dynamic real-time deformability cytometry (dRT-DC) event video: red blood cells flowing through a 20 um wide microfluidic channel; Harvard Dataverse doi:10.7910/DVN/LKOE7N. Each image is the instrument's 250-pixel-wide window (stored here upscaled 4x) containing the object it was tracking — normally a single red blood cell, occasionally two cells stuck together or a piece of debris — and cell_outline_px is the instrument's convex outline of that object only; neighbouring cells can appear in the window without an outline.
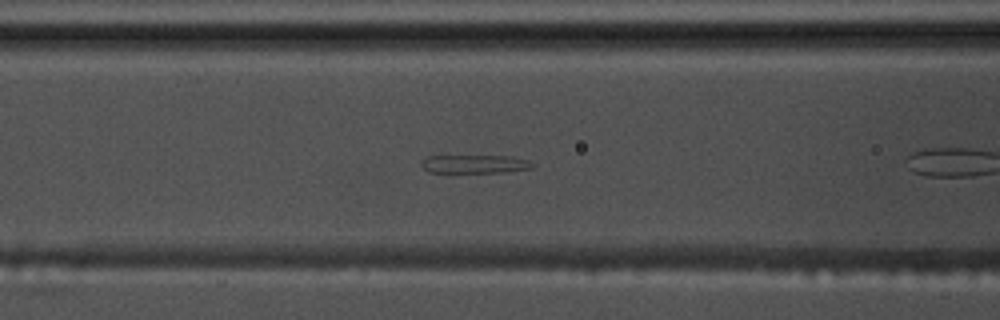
{"species": "common noctule bat (a hibernating species)", "species_latin": "Nyctalus noctula", "temperature_condition": "warm", "stored_images_in_passage": 44, "camera_frame_rate_fps": 3000, "um_per_image_px": 0.085, "animal": {"sex": "male", "body_mass_g": 17.5, "forearm_length_mm": 52.3}, "frame": {"image": 1, "passage_image": 9, "time_ms": 2.667, "image_size_px": [1000, 320], "cell_outline_px": [[536, 164], [532, 168], [504, 172], [428, 172], [420, 164], [420, 160], [428, 156], [508, 156], [528, 160]], "centroid_in_image_um": [40.34, 13.94], "position_along_channel_um": 126.3, "area_um2": 11.85}}
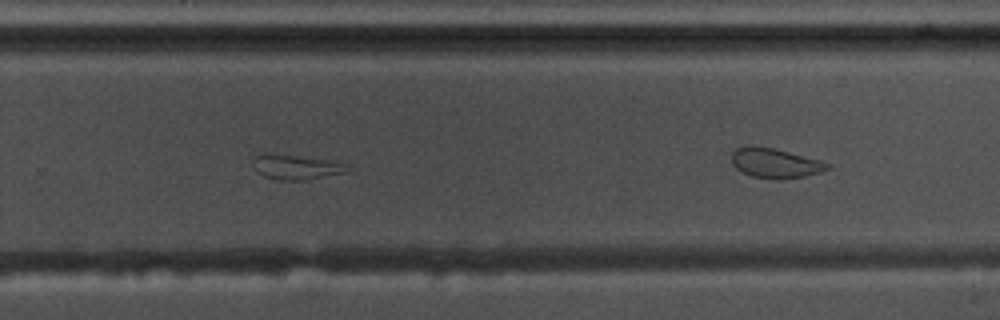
{"frame": {"image": 2, "passage_image": 24, "time_ms": 7.667, "image_size_px": [1000, 320], "cell_outline_px": [[352, 168], [348, 172], [304, 180], [280, 180], [264, 176], [256, 172], [252, 160], [256, 156], [264, 152], [268, 152], [332, 160], [344, 164]], "centroid_in_image_um": [25.16, 14.18], "position_along_channel_um": 304.6, "area_um2": 13.87}}
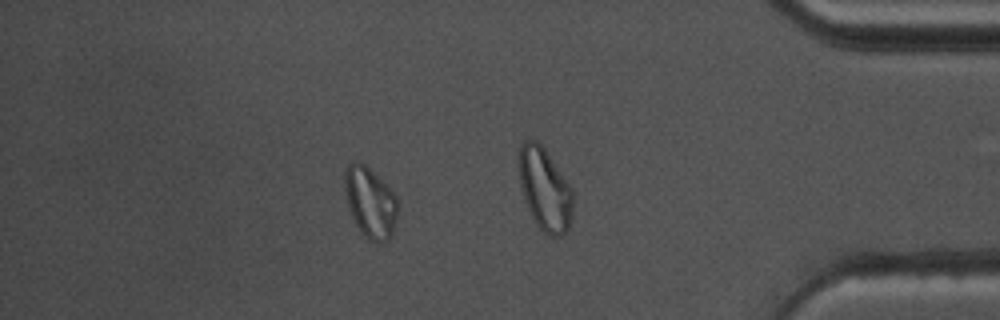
{"frame": {"image": 3, "passage_image": 36, "time_ms": 11.667, "image_size_px": [1000, 320], "cell_outline_px": [[396, 216], [392, 232], [388, 240], [384, 244], [376, 244], [368, 240], [360, 232], [352, 216], [344, 192], [344, 172], [348, 164], [356, 160], [364, 164], [396, 196]], "centroid_in_image_um": [31.43, 17.24], "position_along_channel_um": 403.8, "area_um2": 21.56}}